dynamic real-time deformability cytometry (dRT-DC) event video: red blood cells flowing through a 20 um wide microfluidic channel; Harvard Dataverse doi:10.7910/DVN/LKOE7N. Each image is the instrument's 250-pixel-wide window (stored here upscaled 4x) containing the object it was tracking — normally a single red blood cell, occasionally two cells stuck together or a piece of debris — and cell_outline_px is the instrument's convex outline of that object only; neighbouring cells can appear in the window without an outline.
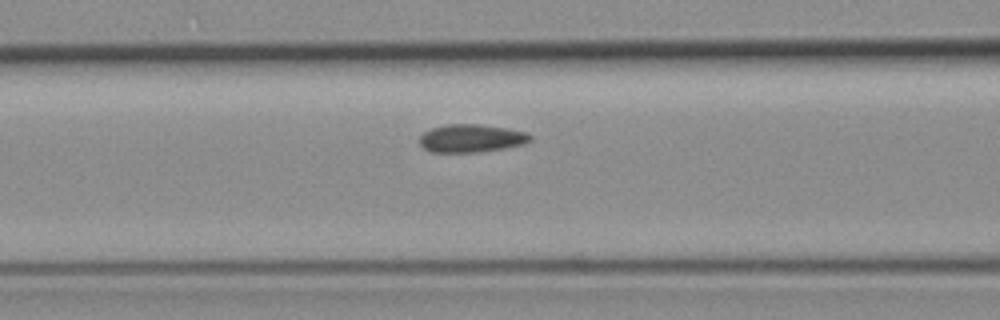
{"species": "common noctule bat (a hibernating species)", "species_latin": "Nyctalus noctula", "temperature_condition": "room temperature", "stored_images_in_passage": 6, "camera_frame_rate_fps": 3000, "um_per_image_px": 0.085, "animal": {"sex": "female", "body_mass_g": 19.3, "forearm_length_mm": 54.1}, "frame": {"image": 1, "passage_image": 6, "time_ms": 6.333, "image_size_px": [1000, 320], "cell_outline_px": [[532, 140], [524, 144], [504, 148], [476, 152], [432, 152], [424, 148], [420, 144], [420, 136], [424, 132], [432, 128], [444, 124], [480, 124], [508, 128], [528, 132], [532, 136]], "centroid_in_image_um": [40.09, 11.74], "position_along_channel_um": 126.5, "area_um2": 18.15}}